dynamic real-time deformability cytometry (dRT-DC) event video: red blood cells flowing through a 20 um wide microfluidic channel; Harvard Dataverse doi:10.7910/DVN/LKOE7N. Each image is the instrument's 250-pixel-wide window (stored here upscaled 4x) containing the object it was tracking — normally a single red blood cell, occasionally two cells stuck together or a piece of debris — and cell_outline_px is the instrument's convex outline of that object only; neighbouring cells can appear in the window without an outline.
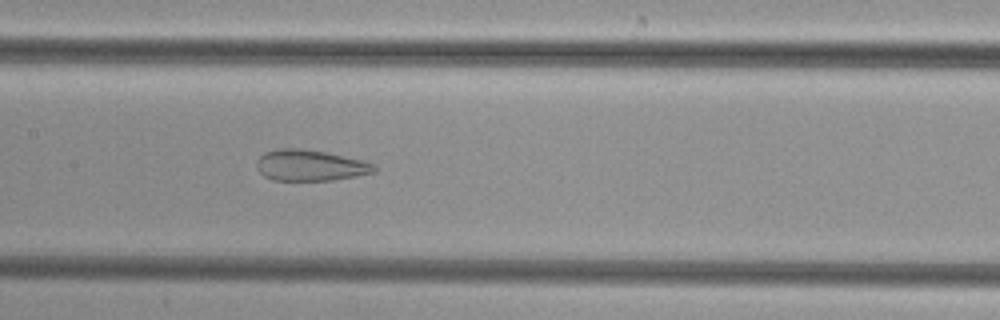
{"species": "common noctule bat (a hibernating species)", "species_latin": "Nyctalus noctula", "temperature_condition": "cold", "stored_images_in_passage": 49, "camera_frame_rate_fps": 3000, "um_per_image_px": 0.085, "animal": {"sex": "female", "body_mass_g": 29.2, "forearm_length_mm": 56.3}, "frame": {"image": 1, "passage_image": 24, "time_ms": 7.667, "image_size_px": [1000, 320], "cell_outline_px": [[376, 172], [356, 176], [332, 180], [272, 180], [264, 176], [256, 168], [256, 160], [264, 152], [276, 148], [300, 148], [324, 152], [364, 160], [376, 164]], "centroid_in_image_um": [26.36, 14.05], "position_along_channel_um": 181.0, "area_um2": 21.44}}
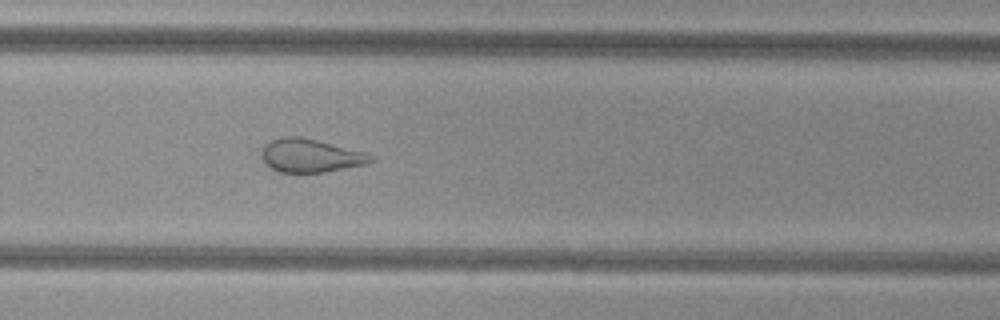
{"frame": {"image": 2, "passage_image": 33, "time_ms": 10.667, "image_size_px": [1000, 320], "cell_outline_px": [[376, 160], [364, 164], [324, 172], [280, 172], [264, 164], [260, 156], [260, 152], [264, 144], [272, 140], [284, 136], [300, 136], [364, 152], [372, 156]], "centroid_in_image_um": [26.32, 13.22], "position_along_channel_um": 303.5, "area_um2": 21.1}}
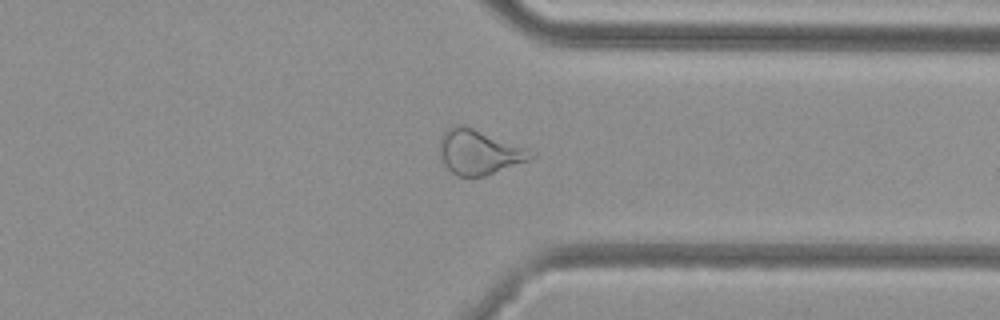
{"frame": {"image": 3, "passage_image": 38, "time_ms": 12.333, "image_size_px": [1000, 320], "cell_outline_px": [[536, 156], [528, 160], [484, 176], [460, 176], [452, 172], [444, 164], [440, 152], [440, 140], [444, 132], [452, 124], [464, 124], [528, 148], [536, 152]], "centroid_in_image_um": [40.74, 12.89], "position_along_channel_um": 370.7, "area_um2": 23.76}}